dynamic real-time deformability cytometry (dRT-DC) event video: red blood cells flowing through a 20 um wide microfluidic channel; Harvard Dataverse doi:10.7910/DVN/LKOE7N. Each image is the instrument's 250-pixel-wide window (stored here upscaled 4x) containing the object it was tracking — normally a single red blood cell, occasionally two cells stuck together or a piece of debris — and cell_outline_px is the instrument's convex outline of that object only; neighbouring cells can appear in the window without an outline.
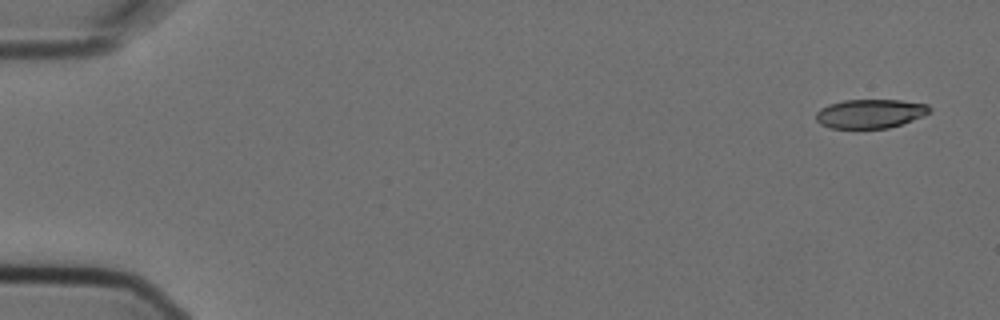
{"species": "Egyptian fruit bat (a non-hibernating species)", "species_latin": "Rousettus aegyptiacus", "temperature_condition": "cold", "stored_images_in_passage": 4, "camera_frame_rate_fps": 3000, "um_per_image_px": 0.085, "animal": {"sex": "female"}, "frame": {"image": 1, "passage_image": 1, "time_ms": 0.0, "image_size_px": [1000, 320], "cell_outline_px": [[932, 112], [924, 116], [888, 128], [832, 128], [820, 124], [816, 120], [816, 112], [820, 108], [828, 104], [844, 100], [900, 100], [928, 104], [932, 108]], "centroid_in_image_um": [73.98, 9.65], "position_along_channel_um": 11.0, "area_um2": 19.31}}
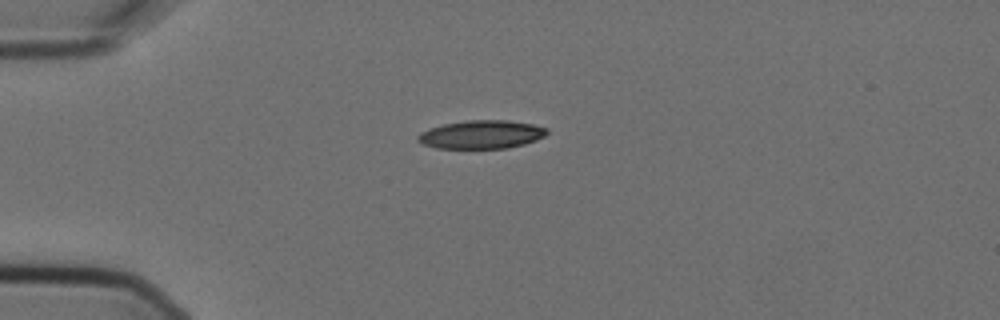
{"frame": {"image": 2, "passage_image": 4, "time_ms": 1.0, "image_size_px": [1000, 320], "cell_outline_px": [[548, 132], [544, 136], [536, 140], [524, 144], [508, 148], [436, 148], [420, 144], [416, 140], [416, 136], [420, 132], [444, 124], [468, 120], [508, 120], [532, 124], [548, 128]], "centroid_in_image_um": [40.91, 11.43], "position_along_channel_um": 44.1, "area_um2": 21.39}}